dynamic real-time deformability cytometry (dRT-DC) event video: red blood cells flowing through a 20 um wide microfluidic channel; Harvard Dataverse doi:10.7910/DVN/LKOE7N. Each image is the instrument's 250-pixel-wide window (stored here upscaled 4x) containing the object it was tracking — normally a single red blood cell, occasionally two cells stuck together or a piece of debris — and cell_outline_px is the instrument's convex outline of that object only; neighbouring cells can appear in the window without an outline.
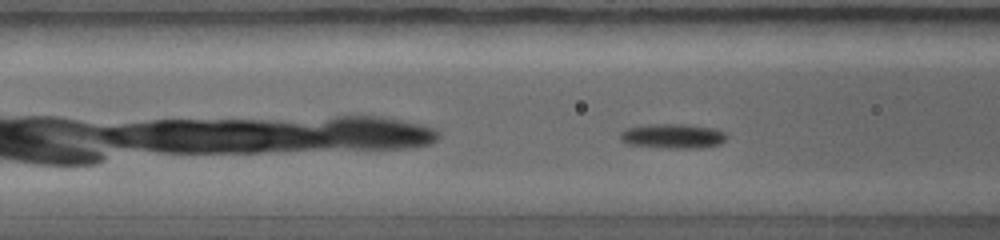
{"species": "common noctule bat (a hibernating species)", "species_latin": "Nyctalus noctula", "temperature_condition": "warm", "stored_images_in_passage": 12, "camera_frame_rate_fps": 5000, "um_per_image_px": 0.085, "animal": {"sex": "female", "body_mass_g": 19.0, "forearm_length_mm": 56.7}, "frame": {"image": 1, "passage_image": 4, "time_ms": 1.2, "image_size_px": [1000, 240], "cell_outline_px": [[728, 136], [720, 144], [704, 148], [668, 148], [628, 144], [620, 140], [620, 132], [628, 128], [648, 124], [684, 124], [716, 128], [724, 132]], "centroid_in_image_um": [57.22, 11.57], "position_along_channel_um": 109.4, "area_um2": 15.37}}
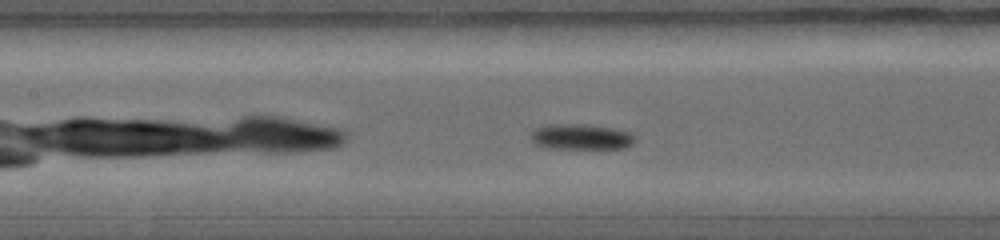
{"frame": {"image": 2, "passage_image": 7, "time_ms": 2.0, "image_size_px": [1000, 240], "cell_outline_px": [[636, 140], [632, 144], [624, 148], [544, 148], [532, 144], [532, 128], [544, 124], [584, 124], [612, 128], [632, 132], [636, 136]], "centroid_in_image_um": [49.35, 11.62], "position_along_channel_um": 158.0, "area_um2": 15.84}}
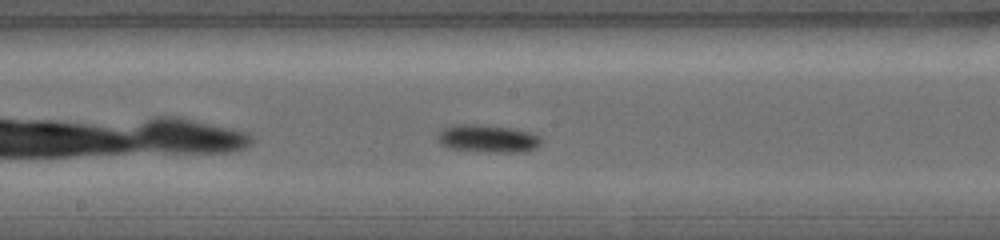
{"frame": {"image": 3, "passage_image": 9, "time_ms": 2.8, "image_size_px": [1000, 240], "cell_outline_px": [[544, 140], [536, 148], [528, 152], [484, 152], [448, 148], [440, 144], [436, 140], [436, 136], [444, 128], [452, 124], [488, 124], [512, 128], [532, 132], [540, 136]], "centroid_in_image_um": [41.48, 11.77], "position_along_channel_um": 206.7, "area_um2": 17.34}}